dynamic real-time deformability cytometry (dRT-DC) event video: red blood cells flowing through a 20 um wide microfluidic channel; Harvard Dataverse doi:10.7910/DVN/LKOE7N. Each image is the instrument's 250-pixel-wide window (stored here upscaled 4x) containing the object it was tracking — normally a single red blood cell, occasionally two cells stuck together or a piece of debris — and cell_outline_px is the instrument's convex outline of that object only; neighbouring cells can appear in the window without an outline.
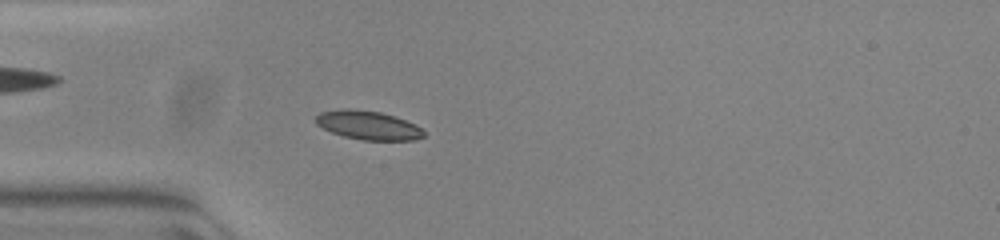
{"species": "common noctule bat (a hibernating species)", "species_latin": "Nyctalus noctula", "temperature_condition": "warm", "stored_images_in_passage": 51, "camera_frame_rate_fps": 3000, "um_per_image_px": 0.085, "animal": {"sex": "female", "body_mass_g": 23.0, "forearm_length_mm": 53.4}, "frame": {"image": 1, "passage_image": 13, "time_ms": 4.0, "image_size_px": [1000, 240], "cell_outline_px": [[424, 136], [416, 140], [364, 140], [344, 136], [332, 132], [316, 124], [316, 116], [320, 112], [344, 108], [348, 108], [380, 112], [396, 116], [416, 124], [424, 132]], "centroid_in_image_um": [31.31, 10.64], "position_along_channel_um": 53.7, "area_um2": 18.09}}
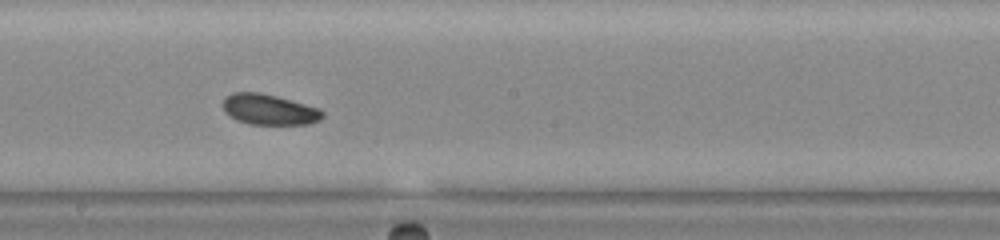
{"frame": {"image": 2, "passage_image": 27, "time_ms": 8.667, "image_size_px": [1000, 240], "cell_outline_px": [[324, 116], [320, 120], [308, 124], [248, 124], [236, 120], [224, 112], [224, 96], [232, 92], [260, 92], [276, 96], [320, 108], [324, 112]], "centroid_in_image_um": [22.87, 9.31], "position_along_channel_um": 225.3, "area_um2": 17.86}}
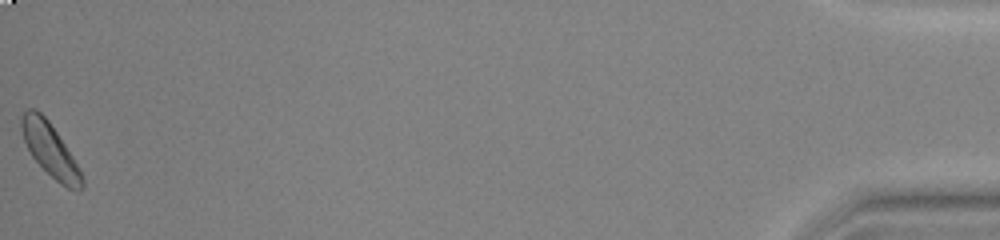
{"frame": {"image": 3, "passage_image": 51, "time_ms": 16.667, "image_size_px": [1000, 240], "cell_outline_px": [[84, 184], [80, 188], [68, 188], [60, 184], [32, 156], [24, 140], [20, 128], [20, 116], [28, 108], [36, 108], [48, 120], [80, 168], [84, 180]], "centroid_in_image_um": [4.23, 12.69], "position_along_channel_um": 431.0, "area_um2": 18.32}, "authors_computed_cell_mechanics": {"area_um2": 17.918, "velocity_mm_per_s": 3.8377, "shape_relaxation_time_tau1_ms": 1.9817, "shape_relaxation_time_tau2_ms": 6.6953, "deformation_change_tau1": 0.0799, "deformation_change_tau2": 0.1151}}